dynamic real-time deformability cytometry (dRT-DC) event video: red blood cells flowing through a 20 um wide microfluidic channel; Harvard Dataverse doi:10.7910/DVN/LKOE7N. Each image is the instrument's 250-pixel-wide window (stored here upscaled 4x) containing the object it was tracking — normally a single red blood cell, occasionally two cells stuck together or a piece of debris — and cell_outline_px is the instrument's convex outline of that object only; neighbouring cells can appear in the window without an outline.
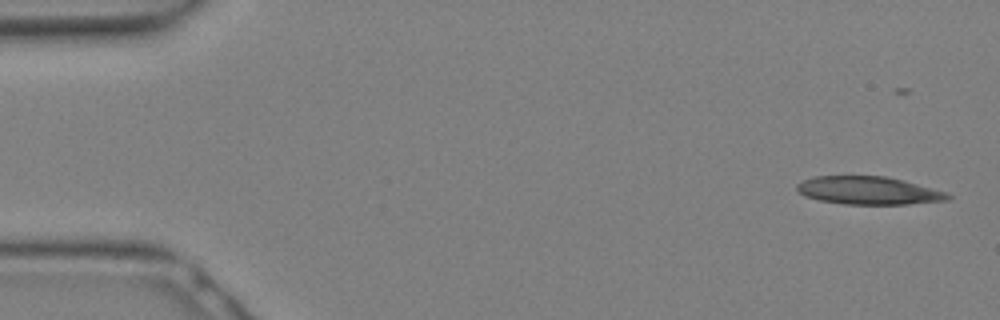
{"species": "Egyptian fruit bat (a non-hibernating species)", "species_latin": "Rousettus aegyptiacus", "temperature_condition": "warm", "stored_images_in_passage": 7, "camera_frame_rate_fps": 3000, "um_per_image_px": 0.085, "animal": {"sex": "female"}, "frame": {"image": 1, "passage_image": 2, "time_ms": 0.333, "image_size_px": [1000, 320], "cell_outline_px": [[952, 196], [948, 200], [908, 204], [844, 204], [820, 200], [804, 196], [796, 188], [796, 184], [804, 180], [816, 176], [884, 176], [948, 192]], "centroid_in_image_um": [73.82, 16.2], "position_along_channel_um": 11.2, "area_um2": 24.33}}